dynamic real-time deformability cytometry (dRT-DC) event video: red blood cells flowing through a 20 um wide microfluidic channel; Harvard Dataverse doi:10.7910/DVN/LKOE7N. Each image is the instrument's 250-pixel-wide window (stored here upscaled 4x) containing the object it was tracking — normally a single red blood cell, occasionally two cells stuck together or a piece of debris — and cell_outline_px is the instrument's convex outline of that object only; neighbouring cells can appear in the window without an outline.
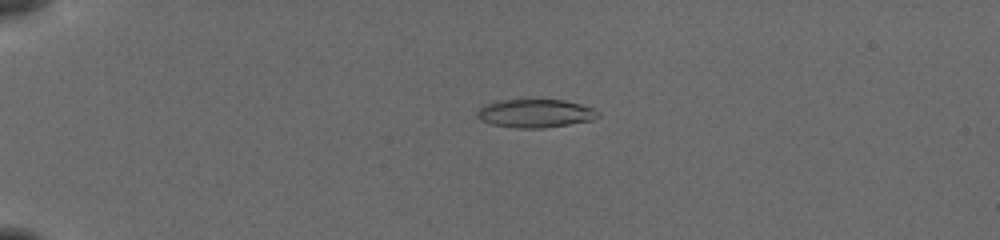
{"species": "common noctule bat (a hibernating species)", "species_latin": "Nyctalus noctula", "temperature_condition": "cold", "stored_images_in_passage": 55, "camera_frame_rate_fps": 3000, "um_per_image_px": 0.085, "animal": {"sex": "female", "body_mass_g": 19.5, "forearm_length_mm": 54.1}, "frame": {"image": 1, "passage_image": 14, "time_ms": 4.333, "image_size_px": [1000, 240], "cell_outline_px": [[600, 116], [592, 120], [544, 128], [516, 128], [492, 124], [480, 120], [476, 116], [476, 112], [484, 104], [496, 100], [564, 100], [580, 104], [592, 108], [600, 112]], "centroid_in_image_um": [45.47, 9.63], "position_along_channel_um": 39.5, "area_um2": 20.0}}
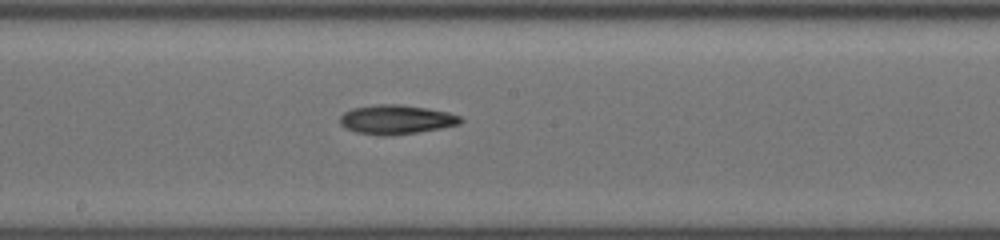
{"frame": {"image": 2, "passage_image": 32, "time_ms": 10.333, "image_size_px": [1000, 240], "cell_outline_px": [[464, 120], [460, 124], [440, 128], [416, 132], [388, 136], [380, 136], [356, 132], [344, 128], [340, 124], [340, 116], [344, 112], [352, 108], [376, 104], [400, 104], [428, 108], [448, 112], [460, 116]], "centroid_in_image_um": [33.66, 10.16], "position_along_channel_um": 214.5, "area_um2": 20.69}}
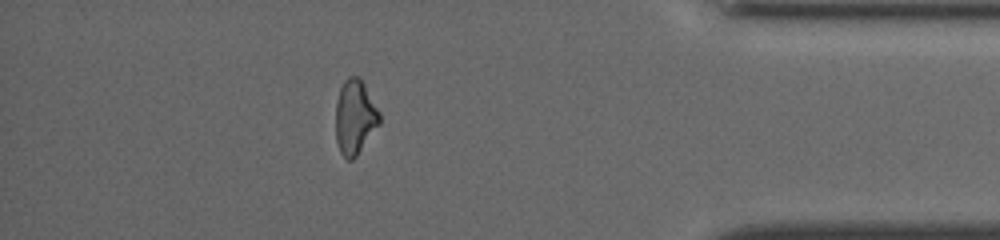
{"frame": {"image": 3, "passage_image": 49, "time_ms": 16.0, "image_size_px": [1000, 240], "cell_outline_px": [[380, 124], [356, 156], [352, 160], [348, 160], [340, 152], [336, 140], [336, 100], [340, 88], [344, 80], [348, 76], [356, 76], [364, 84], [380, 112]], "centroid_in_image_um": [30.16, 9.95], "position_along_channel_um": 405.0, "area_um2": 18.96}, "authors_computed_cell_mechanics": {"area_um2": 19.9988, "velocity_mm_per_s": 3.8878, "shape_relaxation_time_tau1_ms": 7.4103, "shape_relaxation_time_tau2_ms": null, "deformation_change_tau1": 0.2103, "deformation_change_tau2": null}}